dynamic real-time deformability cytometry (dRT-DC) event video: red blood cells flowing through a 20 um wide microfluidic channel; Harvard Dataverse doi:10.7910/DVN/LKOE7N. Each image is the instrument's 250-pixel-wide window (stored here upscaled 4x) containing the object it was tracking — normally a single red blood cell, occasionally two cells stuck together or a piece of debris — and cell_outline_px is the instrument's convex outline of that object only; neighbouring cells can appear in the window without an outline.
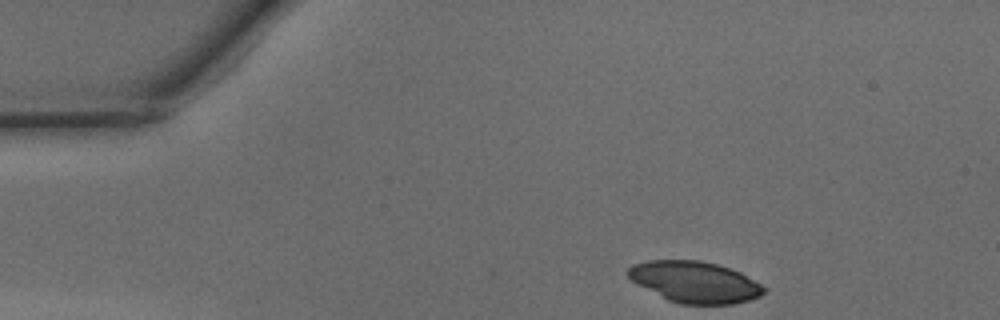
{"species": "common noctule bat (a hibernating species)", "species_latin": "Nyctalus noctula", "temperature_condition": "warm", "stored_images_in_passage": 31, "camera_frame_rate_fps": 3000, "um_per_image_px": 0.085, "animal": {"sex": "male", "body_mass_g": 15.6}, "frame": {"image": 1, "passage_image": 1, "time_ms": 0.0, "image_size_px": [1000, 320], "cell_outline_px": [[768, 288], [760, 296], [748, 300], [732, 304], [680, 304], [668, 300], [632, 280], [624, 272], [632, 264], [648, 260], [700, 260], [716, 264], [740, 272]], "centroid_in_image_um": [59.06, 23.96], "position_along_channel_um": 25.9, "area_um2": 32.54}}